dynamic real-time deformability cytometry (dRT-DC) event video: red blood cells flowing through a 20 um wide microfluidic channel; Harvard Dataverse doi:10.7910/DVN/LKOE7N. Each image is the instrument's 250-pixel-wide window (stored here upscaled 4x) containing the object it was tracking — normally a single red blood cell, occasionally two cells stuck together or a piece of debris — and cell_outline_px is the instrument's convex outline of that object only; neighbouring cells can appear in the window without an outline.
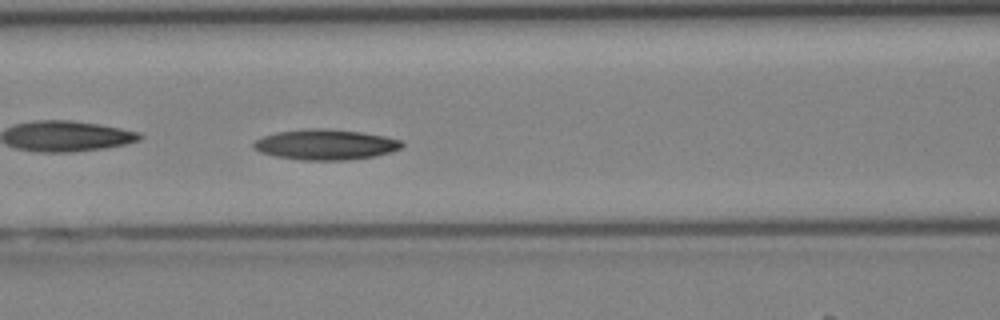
{"species": "Egyptian fruit bat (a non-hibernating species)", "species_latin": "Rousettus aegyptiacus", "temperature_condition": "cold", "stored_images_in_passage": 26, "camera_frame_rate_fps": 3000, "um_per_image_px": 0.085, "animal": {"sex": "female"}, "frame": {"image": 1, "passage_image": 5, "time_ms": 1.333, "image_size_px": [1000, 320], "cell_outline_px": [[404, 144], [400, 148], [392, 152], [376, 156], [348, 160], [304, 160], [276, 156], [260, 152], [252, 144], [260, 136], [276, 132], [308, 128], [328, 128], [360, 132], [384, 136], [404, 140]], "centroid_in_image_um": [27.7, 12.28], "position_along_channel_um": 138.9, "area_um2": 26.47}}
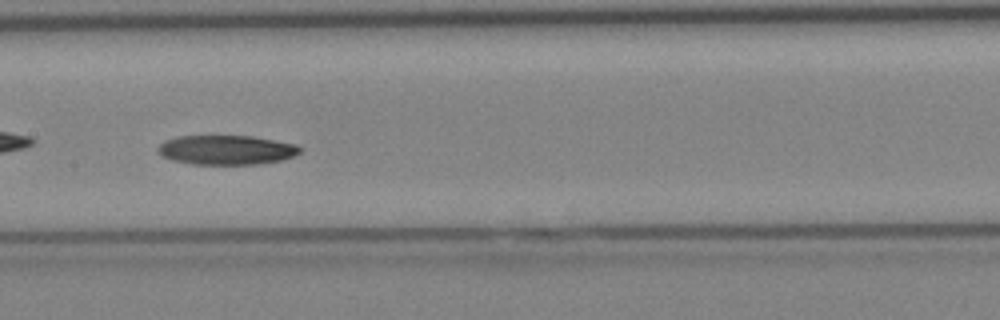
{"frame": {"image": 2, "passage_image": 8, "time_ms": 2.333, "image_size_px": [1000, 320], "cell_outline_px": [[300, 152], [284, 160], [256, 164], [192, 164], [172, 160], [164, 156], [156, 148], [164, 140], [176, 136], [252, 136], [296, 144], [300, 148]], "centroid_in_image_um": [19.23, 12.74], "position_along_channel_um": 188.2, "area_um2": 24.28}}
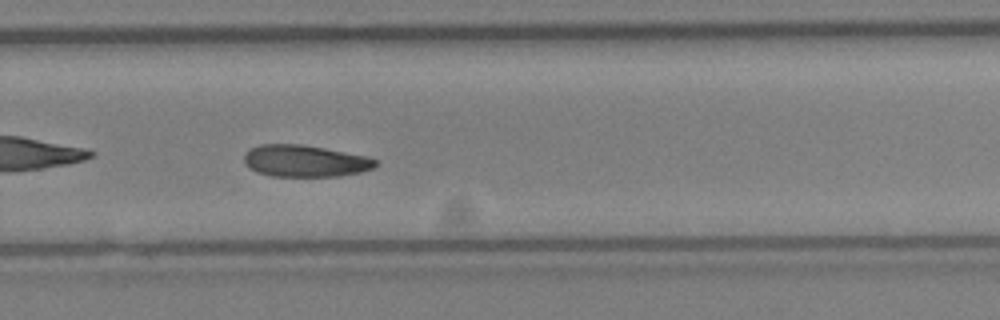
{"frame": {"image": 3, "passage_image": 15, "time_ms": 4.667, "image_size_px": [1000, 320], "cell_outline_px": [[376, 164], [372, 168], [360, 172], [336, 176], [272, 176], [256, 172], [248, 168], [244, 164], [244, 152], [260, 144], [300, 144], [324, 148], [368, 156], [376, 160]], "centroid_in_image_um": [25.87, 13.68], "position_along_channel_um": 303.9, "area_um2": 24.33}}